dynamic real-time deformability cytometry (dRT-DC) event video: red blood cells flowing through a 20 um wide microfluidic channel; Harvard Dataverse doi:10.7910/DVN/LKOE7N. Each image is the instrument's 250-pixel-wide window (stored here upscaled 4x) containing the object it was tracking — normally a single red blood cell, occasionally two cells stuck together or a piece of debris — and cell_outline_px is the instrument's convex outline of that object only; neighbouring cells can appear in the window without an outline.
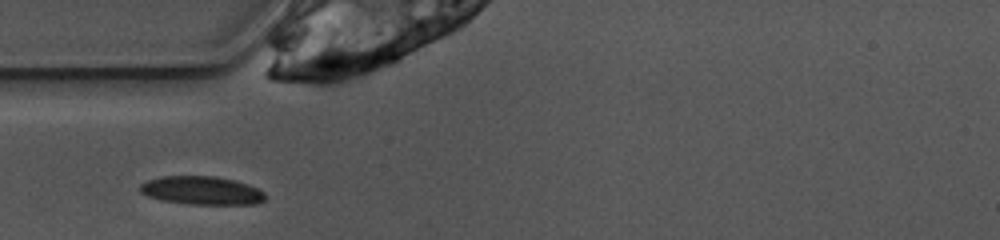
{"species": "common noctule bat (a hibernating species)", "species_latin": "Nyctalus noctula", "temperature_condition": "warm", "stored_images_in_passage": 24, "camera_frame_rate_fps": 3000, "um_per_image_px": 0.085, "animal": {"sex": "female", "body_mass_g": 10.0, "forearm_length_mm": 53.1}, "frame": {"image": 1, "passage_image": 1, "time_ms": 0.0, "image_size_px": [1000, 240], "cell_outline_px": [[264, 200], [256, 204], [188, 204], [160, 200], [148, 196], [140, 192], [140, 184], [148, 180], [160, 176], [216, 176], [236, 180], [260, 188], [264, 192]], "centroid_in_image_um": [17.15, 16.18], "position_along_channel_um": 67.8, "area_um2": 20.87}}
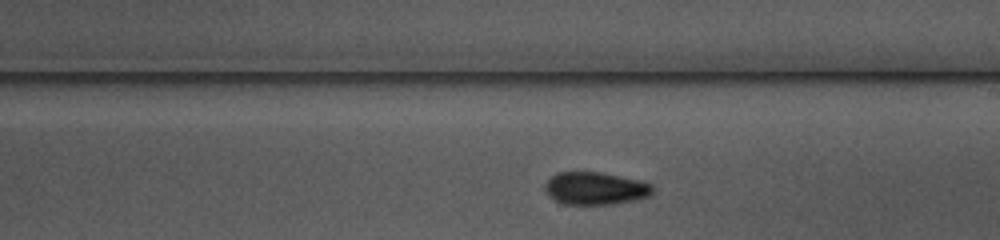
{"frame": {"image": 2, "passage_image": 14, "time_ms": 4.333, "image_size_px": [1000, 240], "cell_outline_px": [[652, 196], [640, 200], [612, 204], [564, 204], [556, 200], [544, 192], [544, 184], [556, 172], [604, 172], [640, 180], [652, 184]], "centroid_in_image_um": [50.64, 16.01], "position_along_channel_um": 238.4, "area_um2": 20.81}}
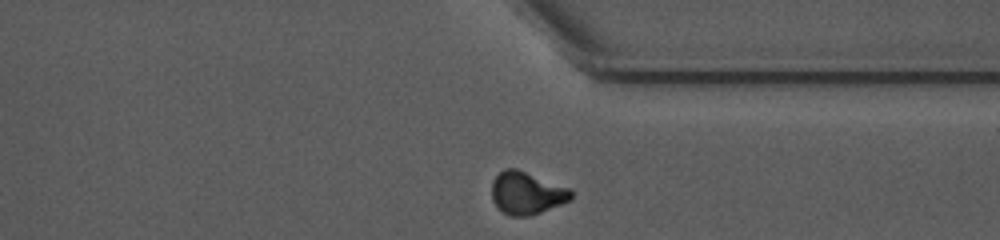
{"frame": {"image": 3, "passage_image": 24, "time_ms": 7.667, "image_size_px": [1000, 240], "cell_outline_px": [[572, 200], [532, 216], [508, 216], [496, 208], [492, 200], [492, 180], [504, 168], [516, 168], [568, 188], [572, 192]], "centroid_in_image_um": [44.74, 16.44], "position_along_channel_um": 366.7, "area_um2": 19.83}}